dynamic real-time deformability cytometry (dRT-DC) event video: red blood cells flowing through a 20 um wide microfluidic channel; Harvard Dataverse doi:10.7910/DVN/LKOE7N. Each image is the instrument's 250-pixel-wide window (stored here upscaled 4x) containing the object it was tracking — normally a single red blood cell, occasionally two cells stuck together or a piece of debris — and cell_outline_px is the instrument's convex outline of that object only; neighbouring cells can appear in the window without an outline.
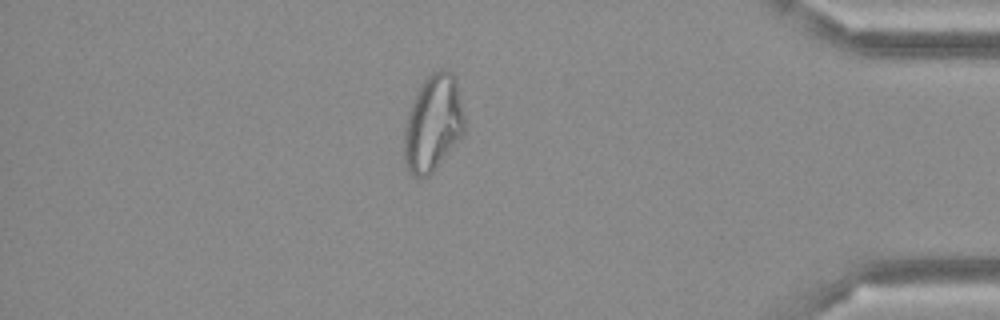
{"species": "Egyptian fruit bat (a non-hibernating species)", "species_latin": "Rousettus aegyptiacus", "temperature_condition": "cold", "stored_images_in_passage": 49, "camera_frame_rate_fps": 3000, "um_per_image_px": 0.085, "frame": {"image": 1, "passage_image": 42, "time_ms": 13.667, "image_size_px": [1000, 320], "cell_outline_px": [[464, 132], [432, 172], [428, 176], [412, 176], [404, 164], [404, 128], [408, 112], [416, 92], [424, 80], [432, 72], [444, 68], [452, 72], [456, 76], [464, 116]], "centroid_in_image_um": [36.8, 10.45], "position_along_channel_um": 398.4, "area_um2": 33.81}}